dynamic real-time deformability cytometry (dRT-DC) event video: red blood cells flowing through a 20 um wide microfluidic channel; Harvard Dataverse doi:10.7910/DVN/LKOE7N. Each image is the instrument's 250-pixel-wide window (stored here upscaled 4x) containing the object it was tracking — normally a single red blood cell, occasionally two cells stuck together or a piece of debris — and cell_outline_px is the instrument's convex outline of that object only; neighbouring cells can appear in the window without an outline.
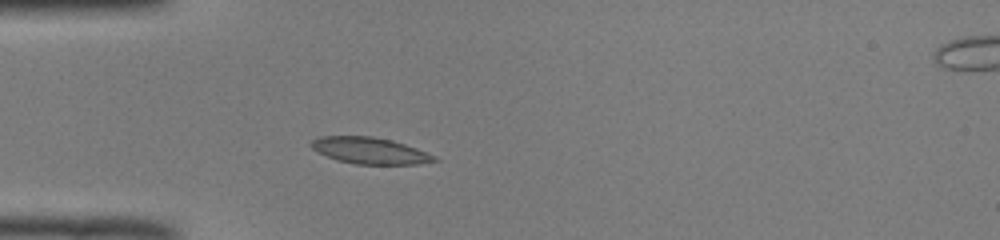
{"species": "common noctule bat (a hibernating species)", "species_latin": "Nyctalus noctula", "temperature_condition": "room temperature", "stored_images_in_passage": 44, "camera_frame_rate_fps": 3000, "um_per_image_px": 0.085, "animal": {"sex": "male", "body_mass_g": 19.0, "forearm_length_mm": 50.8}, "frame": {"image": 1, "passage_image": 8, "time_ms": 2.333, "image_size_px": [1000, 240], "cell_outline_px": [[440, 160], [416, 164], [356, 164], [336, 160], [312, 148], [308, 144], [312, 140], [320, 136], [372, 136], [392, 140], [416, 148], [436, 156]], "centroid_in_image_um": [31.43, 12.8], "position_along_channel_um": 53.6, "area_um2": 18.9}}
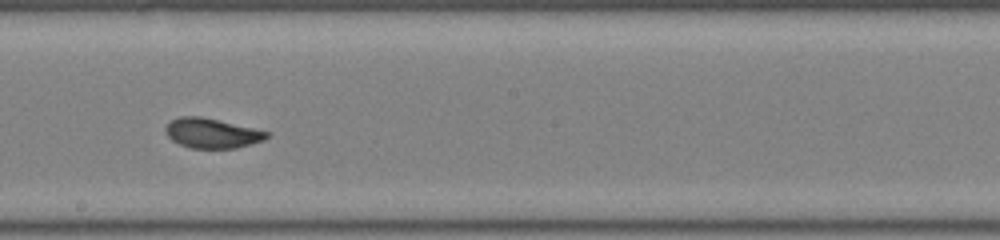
{"frame": {"image": 2, "passage_image": 22, "time_ms": 7.0, "image_size_px": [1000, 240], "cell_outline_px": [[268, 136], [264, 140], [236, 148], [192, 148], [180, 144], [172, 140], [164, 132], [164, 128], [172, 120], [180, 116], [200, 116], [252, 128], [268, 132]], "centroid_in_image_um": [17.97, 11.32], "position_along_channel_um": 230.2, "area_um2": 17.28}}
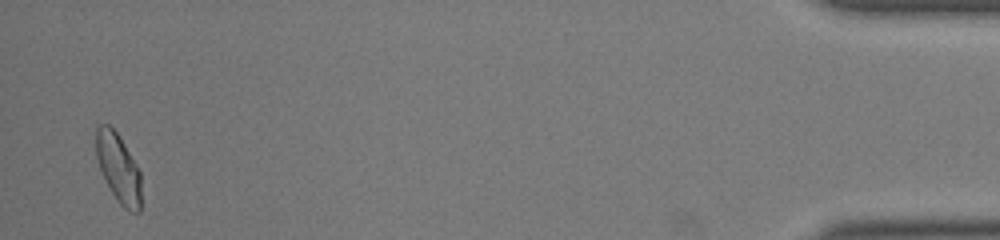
{"frame": {"image": 3, "passage_image": 43, "time_ms": 14.0, "image_size_px": [1000, 240], "cell_outline_px": [[140, 212], [128, 212], [120, 204], [112, 192], [100, 168], [96, 156], [96, 128], [100, 124], [108, 124], [116, 132], [124, 144], [140, 172]], "centroid_in_image_um": [10.06, 14.29], "position_along_channel_um": 425.1, "area_um2": 17.69}, "authors_computed_cell_mechanics": {"area_um2": 17.918, "velocity_mm_per_s": 3.9611, "shape_relaxation_time_tau1_ms": 5.6651, "shape_relaxation_time_tau2_ms": 0.9877, "deformation_change_tau1": 0.1898, "deformation_change_tau2": 0.0515}}